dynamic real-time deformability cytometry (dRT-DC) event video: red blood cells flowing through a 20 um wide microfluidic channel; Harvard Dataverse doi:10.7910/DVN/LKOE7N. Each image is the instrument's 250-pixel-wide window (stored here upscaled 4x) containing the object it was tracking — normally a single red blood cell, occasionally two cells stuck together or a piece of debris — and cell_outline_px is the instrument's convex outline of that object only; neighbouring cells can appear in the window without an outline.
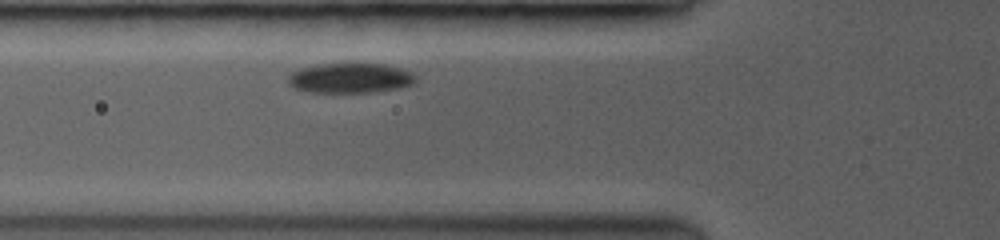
{"species": "common noctule bat (a hibernating species)", "species_latin": "Nyctalus noctula", "temperature_condition": "room temperature", "stored_images_in_passage": 20, "segment_of_instrument_passage": [1, 2], "camera_frame_rate_fps": 3500, "um_per_image_px": 0.085, "animal": {"sex": "female", "body_mass_g": 19.0, "forearm_length_mm": 53.3}, "frame": {"image": 1, "passage_image": 3, "time_ms": 1.143, "image_size_px": [1000, 240], "cell_outline_px": [[416, 80], [412, 84], [396, 88], [368, 92], [316, 92], [296, 88], [288, 84], [288, 76], [292, 72], [300, 68], [324, 64], [384, 64], [400, 68], [416, 76]], "centroid_in_image_um": [29.75, 6.63], "position_along_channel_um": 96.1, "area_um2": 21.73}}
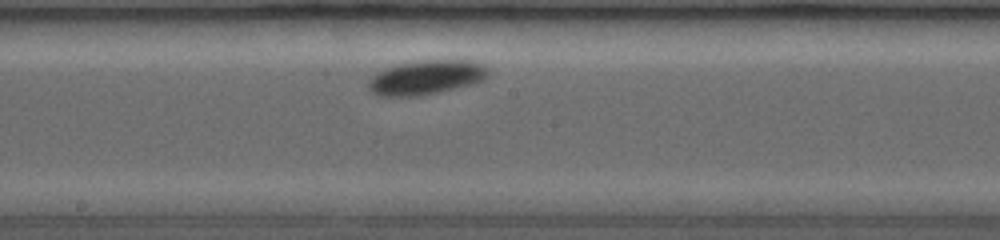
{"frame": {"image": 2, "passage_image": 9, "time_ms": 4.286, "image_size_px": [1000, 240], "cell_outline_px": [[488, 76], [484, 80], [472, 84], [432, 92], [408, 96], [372, 92], [368, 88], [368, 80], [376, 72], [400, 64], [424, 60], [468, 60], [484, 64], [488, 72]], "centroid_in_image_um": [36.28, 6.53], "position_along_channel_um": 211.9, "area_um2": 23.0}}
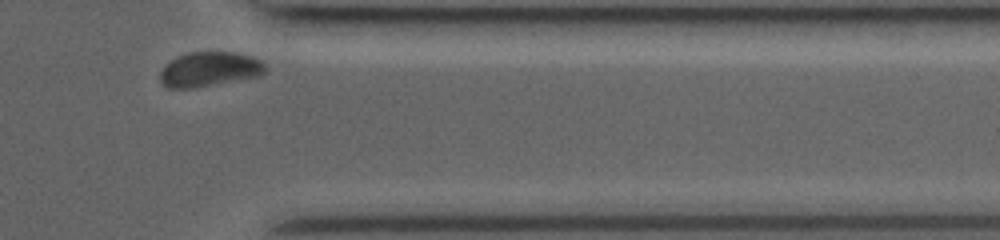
{"frame": {"image": 3, "passage_image": 18, "time_ms": 9.143, "image_size_px": [1000, 240], "cell_outline_px": [[264, 72], [252, 76], [196, 88], [168, 88], [160, 84], [160, 72], [172, 60], [180, 56], [192, 52], [232, 52], [248, 56], [264, 64]], "centroid_in_image_um": [17.7, 5.9], "position_along_channel_um": 393.7, "area_um2": 20.4}}